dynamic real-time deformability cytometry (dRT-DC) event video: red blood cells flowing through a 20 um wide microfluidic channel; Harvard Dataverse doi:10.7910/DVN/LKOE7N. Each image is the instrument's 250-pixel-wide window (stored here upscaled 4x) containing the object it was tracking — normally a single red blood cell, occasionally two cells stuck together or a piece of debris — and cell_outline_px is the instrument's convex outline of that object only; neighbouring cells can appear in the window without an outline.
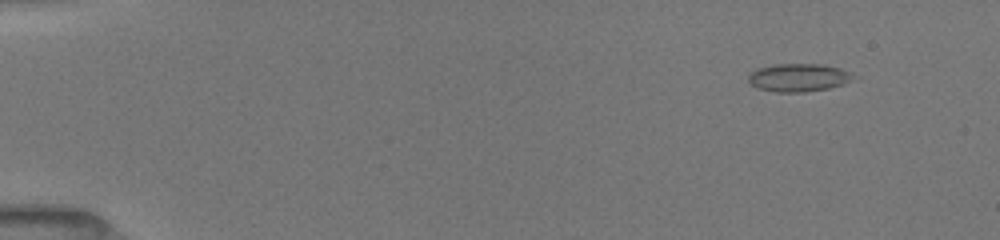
{"species": "common noctule bat (a hibernating species)", "species_latin": "Nyctalus noctula", "temperature_condition": "room temperature", "stored_images_in_passage": 48, "camera_frame_rate_fps": 3000, "um_per_image_px": 0.085, "animal": {"sex": "female", "body_mass_g": 19.5, "forearm_length_mm": 54.1}, "frame": {"image": 1, "passage_image": 1, "time_ms": 0.0, "image_size_px": [1000, 240], "cell_outline_px": [[860, 76], [844, 84], [828, 88], [804, 92], [776, 92], [756, 88], [748, 84], [748, 76], [756, 68], [772, 64], [824, 64], [840, 68]], "centroid_in_image_um": [67.88, 6.59], "position_along_channel_um": 17.1, "area_um2": 17.51}}
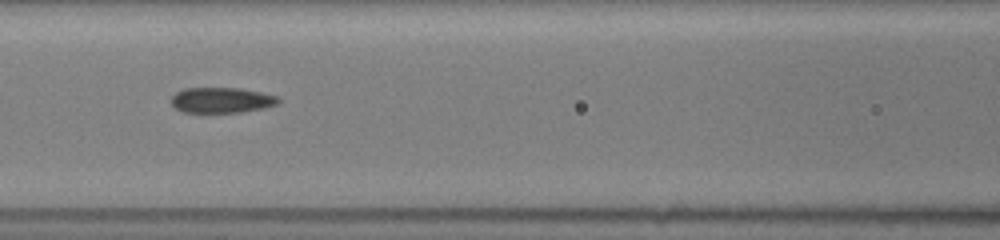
{"frame": {"image": 2, "passage_image": 20, "time_ms": 6.333, "image_size_px": [1000, 240], "cell_outline_px": [[280, 100], [276, 104], [264, 108], [240, 112], [184, 112], [176, 108], [168, 100], [176, 92], [184, 88], [240, 88], [260, 92], [276, 96]], "centroid_in_image_um": [18.79, 8.5], "position_along_channel_um": 147.8, "area_um2": 15.84}}
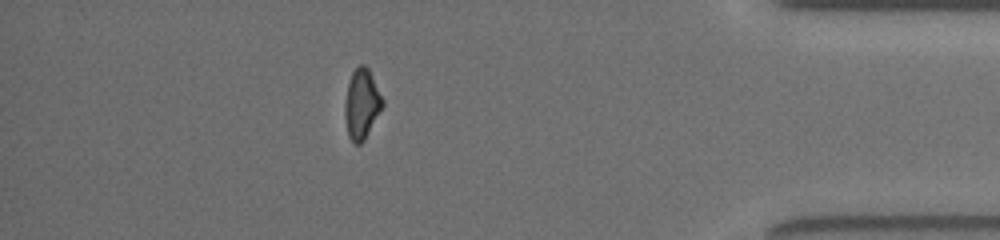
{"frame": {"image": 3, "passage_image": 42, "time_ms": 13.667, "image_size_px": [1000, 240], "cell_outline_px": [[384, 104], [364, 140], [360, 144], [356, 144], [348, 136], [344, 116], [344, 108], [348, 84], [352, 72], [360, 64], [364, 64], [368, 68], [384, 100]], "centroid_in_image_um": [30.74, 8.83], "position_along_channel_um": 404.5, "area_um2": 15.2}, "authors_computed_cell_mechanics": {"area_um2": 16.3285, "velocity_mm_per_s": 3.9966, "shape_relaxation_time_tau1_ms": 8.2459, "shape_relaxation_time_tau2_ms": 2.4732, "deformation_change_tau1": 0.1839, "deformation_change_tau2": 0.0874}}